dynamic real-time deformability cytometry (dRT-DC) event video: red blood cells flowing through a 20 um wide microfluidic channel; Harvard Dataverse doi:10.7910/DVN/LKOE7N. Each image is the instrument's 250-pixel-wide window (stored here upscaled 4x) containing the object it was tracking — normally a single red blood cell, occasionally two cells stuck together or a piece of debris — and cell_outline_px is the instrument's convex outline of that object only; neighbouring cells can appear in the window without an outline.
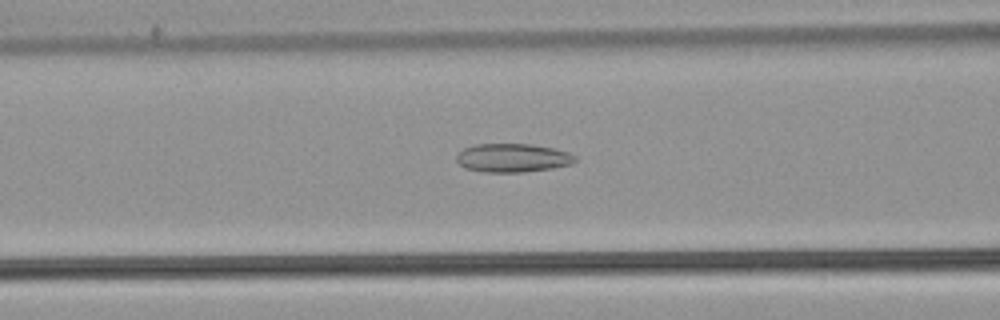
{"species": "common noctule bat (a hibernating species)", "species_latin": "Nyctalus noctula", "temperature_condition": "warm", "stored_images_in_passage": 52, "camera_frame_rate_fps": 3000, "um_per_image_px": 0.085, "animal": {"sex": "male", "body_mass_g": 21.5, "forearm_length_mm": 52.0}, "frame": {"image": 1, "passage_image": 20, "time_ms": 6.333, "image_size_px": [1000, 320], "cell_outline_px": [[576, 160], [572, 164], [552, 168], [524, 172], [484, 172], [464, 168], [456, 160], [456, 156], [464, 148], [476, 144], [532, 144], [552, 148], [568, 152], [576, 156]], "centroid_in_image_um": [43.57, 13.42], "position_along_channel_um": 123.0, "area_um2": 19.77}}
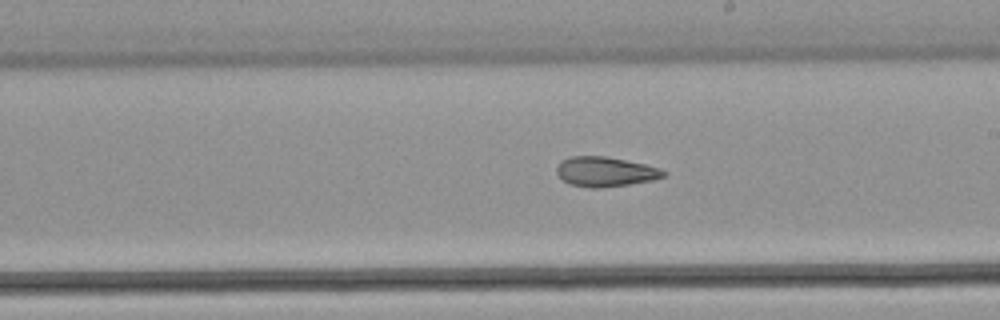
{"frame": {"image": 2, "passage_image": 29, "time_ms": 9.333, "image_size_px": [1000, 320], "cell_outline_px": [[668, 172], [664, 176], [652, 180], [628, 184], [600, 188], [588, 188], [568, 184], [556, 172], [556, 168], [560, 160], [572, 156], [604, 156], [644, 164], [660, 168]], "centroid_in_image_um": [51.42, 14.6], "position_along_channel_um": 237.6, "area_um2": 18.5}}
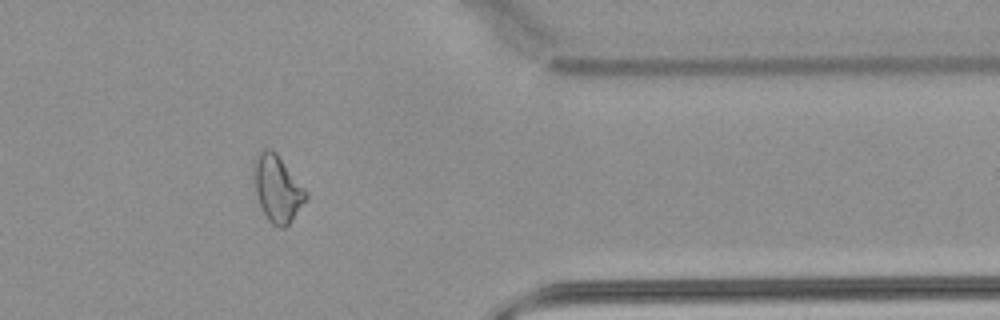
{"frame": {"image": 3, "passage_image": 42, "time_ms": 13.667, "image_size_px": [1000, 320], "cell_outline_px": [[308, 200], [288, 224], [284, 228], [280, 228], [272, 224], [268, 220], [260, 204], [256, 192], [252, 168], [252, 164], [256, 156], [264, 148], [268, 148], [276, 152], [308, 192]], "centroid_in_image_um": [23.59, 16.02], "position_along_channel_um": 387.8, "area_um2": 20.29}, "authors_computed_cell_mechanics": {"area_um2": 20.7502, "velocity_mm_per_s": 3.8164, "shape_relaxation_time_tau1_ms": null, "shape_relaxation_time_tau2_ms": 3.8246, "deformation_change_tau1": null, "deformation_change_tau2": 0.0924}}